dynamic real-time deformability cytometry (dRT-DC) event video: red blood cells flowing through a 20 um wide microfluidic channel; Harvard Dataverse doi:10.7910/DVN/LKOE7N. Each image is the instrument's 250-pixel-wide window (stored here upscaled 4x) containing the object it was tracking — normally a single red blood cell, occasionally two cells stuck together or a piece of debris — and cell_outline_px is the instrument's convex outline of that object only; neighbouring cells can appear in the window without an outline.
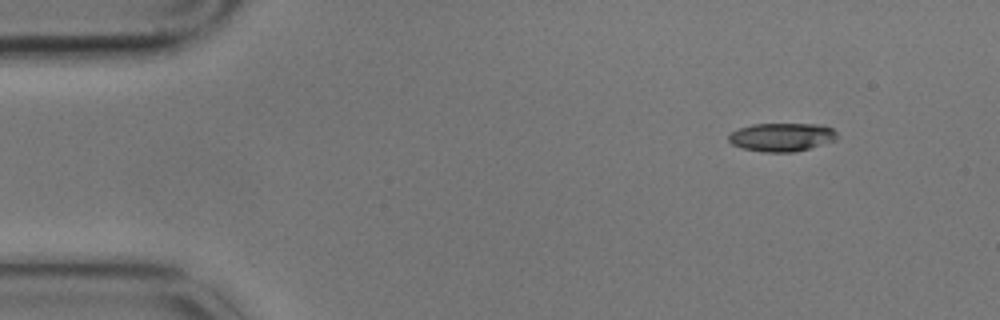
{"species": "common noctule bat (a hibernating species)", "species_latin": "Nyctalus noctula", "temperature_condition": "cold", "stored_images_in_passage": 4, "camera_frame_rate_fps": 3000, "um_per_image_px": 0.085, "animal": {"sex": "male", "body_mass_g": 17.9}, "frame": {"image": 1, "passage_image": 1, "time_ms": 0.0, "image_size_px": [1000, 320], "cell_outline_px": [[836, 140], [808, 148], [792, 152], [764, 152], [740, 148], [732, 144], [728, 140], [728, 136], [732, 132], [740, 128], [752, 124], [824, 124], [832, 128], [836, 132]], "centroid_in_image_um": [66.44, 11.65], "position_along_channel_um": 18.6, "area_um2": 17.92}}
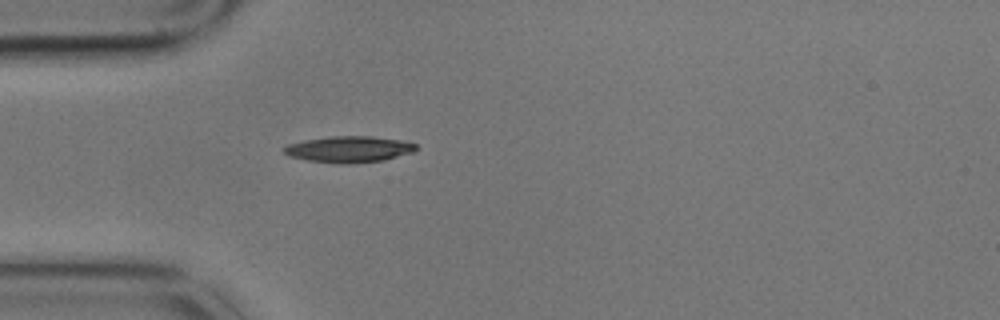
{"frame": {"image": 2, "passage_image": 4, "time_ms": 1.0, "image_size_px": [1000, 320], "cell_outline_px": [[420, 148], [412, 152], [384, 160], [348, 164], [308, 160], [292, 156], [284, 152], [284, 148], [288, 144], [304, 140], [332, 136], [372, 136], [400, 140], [416, 144]], "centroid_in_image_um": [29.71, 12.68], "position_along_channel_um": 55.3, "area_um2": 19.94}}